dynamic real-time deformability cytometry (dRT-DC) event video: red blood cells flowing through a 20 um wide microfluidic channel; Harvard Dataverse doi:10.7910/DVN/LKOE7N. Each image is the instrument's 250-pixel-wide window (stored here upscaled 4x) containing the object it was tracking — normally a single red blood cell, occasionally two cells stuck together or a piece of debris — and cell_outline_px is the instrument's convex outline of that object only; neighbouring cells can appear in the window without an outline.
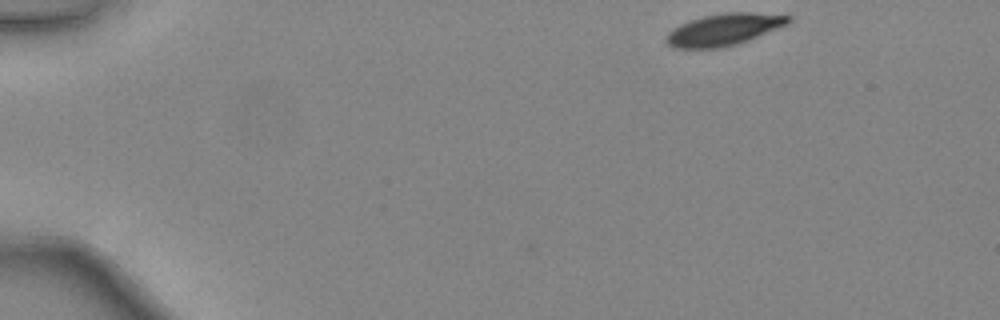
{"species": "common noctule bat (a hibernating species)", "species_latin": "Nyctalus noctula", "temperature_condition": "warm", "stored_images_in_passage": 42, "camera_frame_rate_fps": 3000, "um_per_image_px": 0.085, "animal": {"sex": "female", "body_mass_g": 24.6, "forearm_length_mm": 56.2}, "frame": {"image": 1, "passage_image": 1, "time_ms": 0.0, "image_size_px": [1000, 320], "cell_outline_px": [[792, 20], [788, 24], [748, 40], [724, 48], [676, 48], [668, 44], [664, 40], [664, 36], [672, 28], [680, 24], [704, 16], [728, 12], [756, 12], [792, 16]], "centroid_in_image_um": [61.53, 2.51], "position_along_channel_um": 23.5, "area_um2": 22.72}}
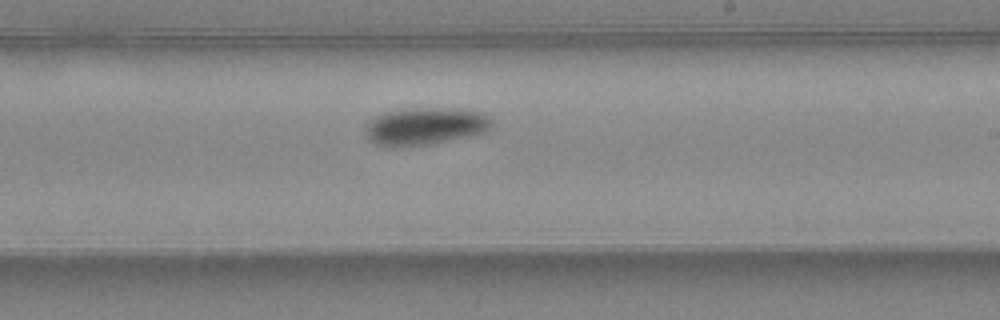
{"frame": {"image": 2, "passage_image": 24, "time_ms": 7.667, "image_size_px": [1000, 320], "cell_outline_px": [[492, 128], [484, 132], [472, 136], [432, 144], [396, 148], [376, 144], [368, 140], [364, 132], [364, 124], [376, 116], [384, 112], [412, 108], [460, 108], [484, 112], [492, 120]], "centroid_in_image_um": [36.14, 10.74], "position_along_channel_um": 252.9, "area_um2": 28.32}}
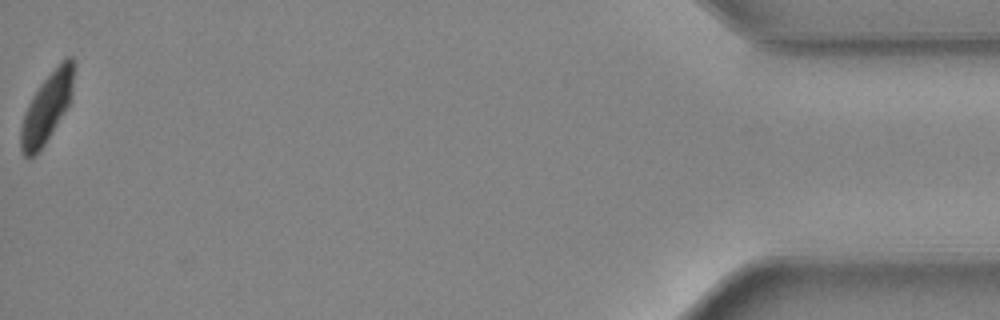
{"frame": {"image": 3, "passage_image": 42, "time_ms": 13.667, "image_size_px": [1000, 320], "cell_outline_px": [[76, 64], [72, 96], [64, 112], [44, 144], [32, 156], [24, 156], [20, 148], [20, 128], [24, 112], [32, 96], [40, 84], [68, 56], [72, 56]], "centroid_in_image_um": [3.99, 9.11], "position_along_channel_um": 431.2, "area_um2": 21.04}, "authors_computed_cell_mechanics": {"area_um2": 24.9118, "velocity_mm_per_s": 4.4213, "shape_relaxation_time_tau1_ms": 1.8601, "shape_relaxation_time_tau2_ms": null, "deformation_change_tau1": 0.1053, "deformation_change_tau2": null}}